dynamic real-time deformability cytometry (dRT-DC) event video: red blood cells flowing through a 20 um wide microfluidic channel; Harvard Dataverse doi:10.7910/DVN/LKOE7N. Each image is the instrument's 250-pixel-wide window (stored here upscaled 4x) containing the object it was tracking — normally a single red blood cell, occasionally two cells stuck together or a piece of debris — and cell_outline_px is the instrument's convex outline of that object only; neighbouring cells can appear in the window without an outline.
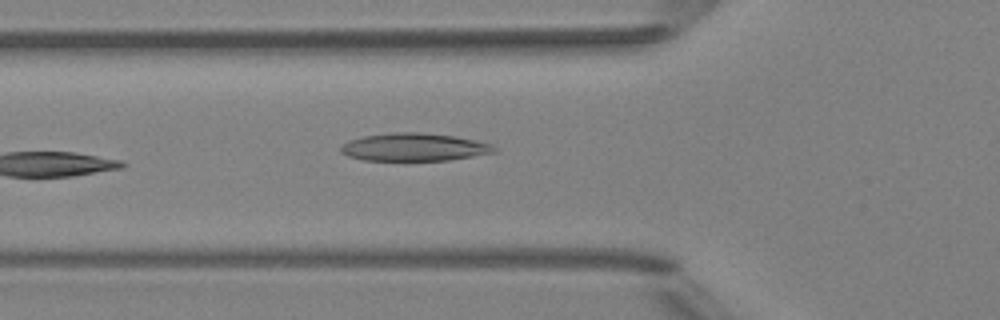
{"species": "Egyptian fruit bat (a non-hibernating species)", "species_latin": "Rousettus aegyptiacus", "temperature_condition": "room temperature", "stored_images_in_passage": 5, "camera_frame_rate_fps": 3000, "um_per_image_px": 0.085, "animal": {"sex": "female"}, "frame": {"image": 1, "passage_image": 5, "time_ms": 4.667, "image_size_px": [1000, 320], "cell_outline_px": [[496, 152], [448, 160], [360, 160], [348, 156], [340, 152], [340, 148], [344, 144], [352, 140], [364, 136], [392, 132], [420, 132], [452, 136], [476, 140], [492, 144], [496, 148]], "centroid_in_image_um": [35.2, 12.5], "position_along_channel_um": 90.6, "area_um2": 24.68}}